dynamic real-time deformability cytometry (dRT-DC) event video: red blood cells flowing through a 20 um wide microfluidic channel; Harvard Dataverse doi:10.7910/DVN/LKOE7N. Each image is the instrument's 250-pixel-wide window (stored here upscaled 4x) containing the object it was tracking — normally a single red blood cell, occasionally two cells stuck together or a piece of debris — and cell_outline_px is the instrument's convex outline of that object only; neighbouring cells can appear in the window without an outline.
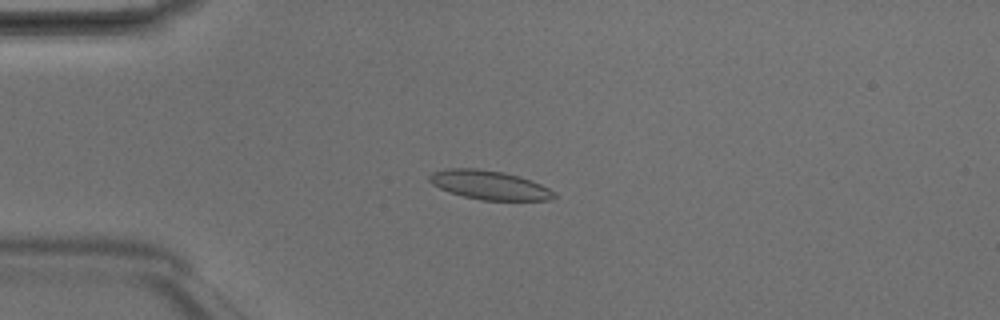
{"species": "Egyptian fruit bat (a non-hibernating species)", "species_latin": "Rousettus aegyptiacus", "temperature_condition": "room temperature", "stored_images_in_passage": 4, "camera_frame_rate_fps": 3000, "um_per_image_px": 0.085, "animal": {"sex": "male"}, "frame": {"image": 1, "passage_image": 2, "time_ms": 0.333, "image_size_px": [1000, 320], "cell_outline_px": [[556, 196], [552, 200], [480, 200], [464, 196], [440, 188], [432, 184], [428, 180], [428, 176], [432, 172], [444, 168], [476, 168], [504, 172], [520, 176], [540, 184], [556, 192]], "centroid_in_image_um": [41.59, 15.72], "position_along_channel_um": 43.4, "area_um2": 21.1}}
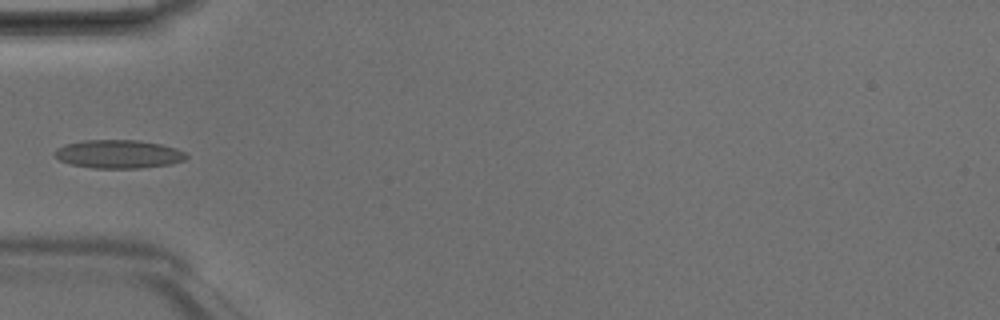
{"frame": {"image": 2, "passage_image": 3, "time_ms": 0.667, "image_size_px": [1000, 320], "cell_outline_px": [[188, 156], [184, 160], [172, 164], [140, 168], [92, 168], [72, 164], [60, 160], [52, 152], [56, 148], [64, 144], [84, 140], [136, 140], [160, 144], [176, 148], [184, 152]], "centroid_in_image_um": [10.06, 13.09], "position_along_channel_um": 74.9, "area_um2": 21.79}}